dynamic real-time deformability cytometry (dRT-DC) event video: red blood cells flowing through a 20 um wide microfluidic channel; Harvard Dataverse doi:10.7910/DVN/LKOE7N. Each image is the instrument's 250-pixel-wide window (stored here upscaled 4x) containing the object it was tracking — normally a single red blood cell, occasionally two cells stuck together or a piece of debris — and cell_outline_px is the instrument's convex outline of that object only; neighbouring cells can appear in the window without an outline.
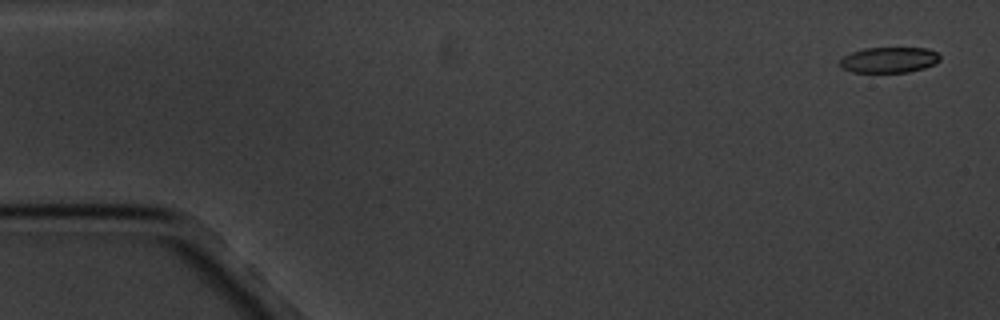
{"species": "common noctule bat (a hibernating species)", "species_latin": "Nyctalus noctula", "temperature_condition": "cold", "stored_images_in_passage": 16, "camera_frame_rate_fps": 3000, "um_per_image_px": 0.085, "animal": {"sex": "male", "body_mass_g": 20.1, "forearm_length_mm": 53.5}, "frame": {"image": 1, "passage_image": 1, "time_ms": 0.0, "image_size_px": [1000, 320], "cell_outline_px": [[940, 60], [936, 64], [924, 68], [908, 72], [852, 72], [840, 68], [840, 60], [844, 56], [852, 52], [864, 48], [928, 48], [936, 52], [940, 56]], "centroid_in_image_um": [75.58, 5.09], "position_along_channel_um": 9.4, "area_um2": 15.03}}
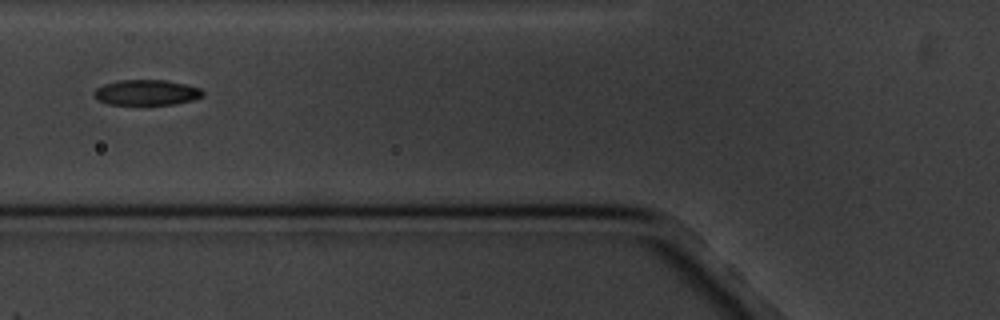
{"frame": {"image": 2, "passage_image": 6, "time_ms": 6.667, "image_size_px": [1000, 320], "cell_outline_px": [[204, 96], [196, 100], [172, 104], [108, 104], [96, 100], [92, 92], [96, 88], [104, 84], [116, 80], [164, 80], [188, 84], [200, 88], [204, 92]], "centroid_in_image_um": [12.46, 7.86], "position_along_channel_um": 113.3, "area_um2": 16.36}}
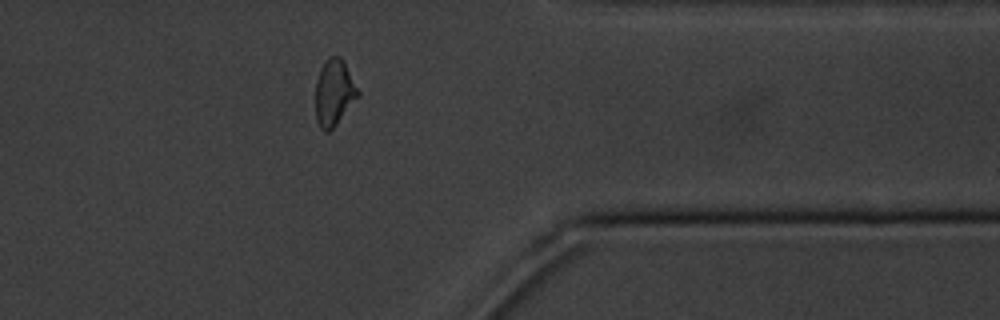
{"frame": {"image": 3, "passage_image": 13, "time_ms": 15.0, "image_size_px": [1000, 320], "cell_outline_px": [[360, 96], [336, 124], [328, 132], [324, 132], [320, 128], [316, 120], [316, 80], [320, 68], [328, 56], [340, 56], [360, 92]], "centroid_in_image_um": [28.39, 7.88], "position_along_channel_um": 383.0, "area_um2": 16.36}, "authors_computed_cell_mechanics": {"area_um2": 16.5597, "velocity_mm_per_s": 3.3924, "shape_relaxation_time_tau1_ms": 3.8483, "shape_relaxation_time_tau2_ms": 6.5293, "deformation_change_tau1": 0.1224, "deformation_change_tau2": 0.113}}